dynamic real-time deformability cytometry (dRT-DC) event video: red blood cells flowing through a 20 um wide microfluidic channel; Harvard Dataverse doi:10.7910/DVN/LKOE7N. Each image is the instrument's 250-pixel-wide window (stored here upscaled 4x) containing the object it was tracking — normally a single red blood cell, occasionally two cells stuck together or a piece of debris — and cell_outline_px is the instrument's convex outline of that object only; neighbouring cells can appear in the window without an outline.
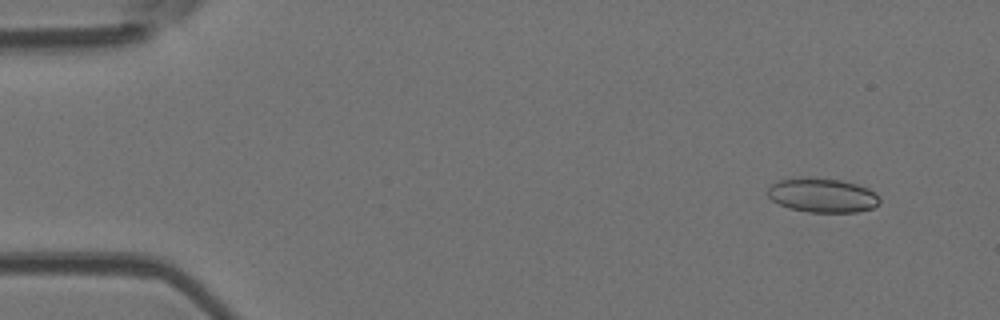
{"species": "Egyptian fruit bat (a non-hibernating species)", "species_latin": "Rousettus aegyptiacus", "temperature_condition": "room temperature", "stored_images_in_passage": 5, "camera_frame_rate_fps": 3000, "um_per_image_px": 0.085, "animal": {"sex": "female"}, "frame": {"image": 1, "passage_image": 2, "time_ms": 1.333, "image_size_px": [1000, 320], "cell_outline_px": [[880, 204], [872, 208], [856, 212], [808, 212], [788, 208], [772, 200], [768, 196], [768, 188], [772, 184], [780, 180], [796, 176], [808, 176], [840, 180], [856, 184], [868, 188], [876, 192], [880, 196]], "centroid_in_image_um": [69.91, 16.58], "position_along_channel_um": 15.1, "area_um2": 22.72}}
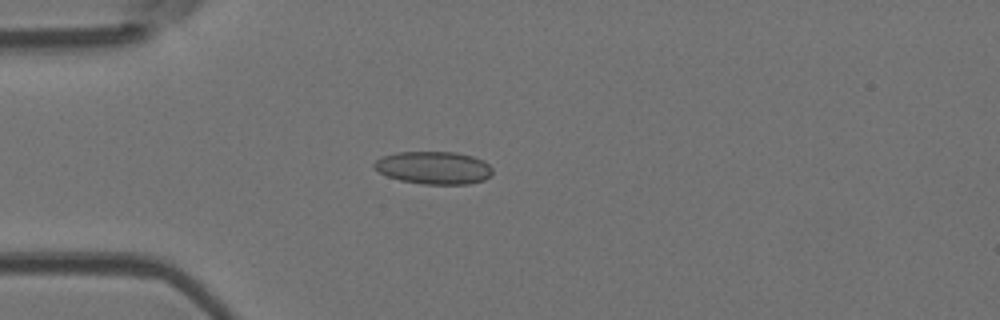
{"frame": {"image": 2, "passage_image": 5, "time_ms": 4.667, "image_size_px": [1000, 320], "cell_outline_px": [[492, 176], [484, 180], [468, 184], [424, 184], [400, 180], [388, 176], [372, 168], [372, 164], [380, 156], [396, 152], [456, 152], [472, 156], [484, 160], [492, 168]], "centroid_in_image_um": [36.86, 14.25], "position_along_channel_um": 48.1, "area_um2": 22.77}}